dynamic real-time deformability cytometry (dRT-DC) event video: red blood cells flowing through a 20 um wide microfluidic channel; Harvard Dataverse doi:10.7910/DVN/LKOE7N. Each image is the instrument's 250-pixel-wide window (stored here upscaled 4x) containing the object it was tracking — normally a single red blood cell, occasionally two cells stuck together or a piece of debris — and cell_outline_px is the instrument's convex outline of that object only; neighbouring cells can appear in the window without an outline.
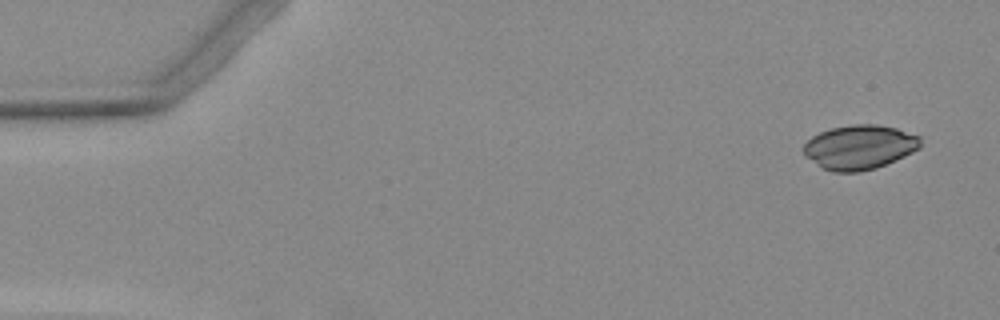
{"species": "Egyptian fruit bat (a non-hibernating species)", "species_latin": "Rousettus aegyptiacus", "temperature_condition": "warm", "stored_images_in_passage": 7, "camera_frame_rate_fps": 3000, "um_per_image_px": 0.085, "animal": {"sex": "female"}, "frame": {"image": 1, "passage_image": 1, "time_ms": 0.0, "image_size_px": [1000, 320], "cell_outline_px": [[920, 148], [904, 156], [876, 168], [860, 172], [832, 172], [824, 168], [804, 156], [800, 148], [812, 136], [820, 132], [832, 128], [852, 124], [876, 124], [896, 128], [920, 136]], "centroid_in_image_um": [73.03, 12.51], "position_along_channel_um": 12.0, "area_um2": 30.29}}
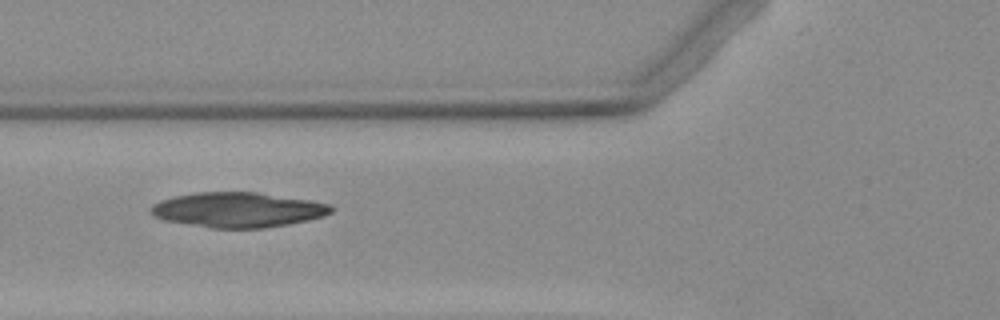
{"frame": {"image": 2, "passage_image": 6, "time_ms": 5.667, "image_size_px": [1000, 320], "cell_outline_px": [[332, 212], [324, 216], [308, 220], [264, 228], [208, 228], [164, 220], [156, 216], [148, 208], [152, 204], [160, 200], [176, 196], [196, 192], [260, 192], [332, 204]], "centroid_in_image_um": [20.21, 17.83], "position_along_channel_um": 105.6, "area_um2": 36.76}}
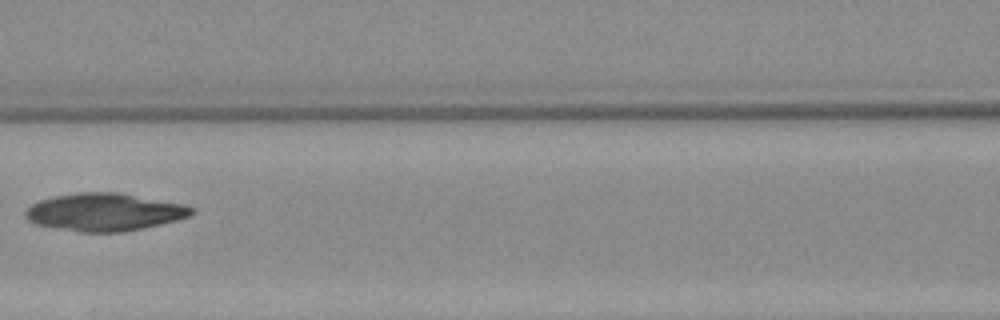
{"frame": {"image": 3, "passage_image": 7, "time_ms": 7.0, "image_size_px": [1000, 320], "cell_outline_px": [[196, 212], [188, 216], [176, 220], [160, 224], [120, 232], [80, 232], [32, 224], [24, 216], [24, 212], [32, 204], [40, 200], [56, 196], [80, 192], [116, 192], [184, 204], [192, 208]], "centroid_in_image_um": [8.83, 18.03], "position_along_channel_um": 157.8, "area_um2": 36.24}}